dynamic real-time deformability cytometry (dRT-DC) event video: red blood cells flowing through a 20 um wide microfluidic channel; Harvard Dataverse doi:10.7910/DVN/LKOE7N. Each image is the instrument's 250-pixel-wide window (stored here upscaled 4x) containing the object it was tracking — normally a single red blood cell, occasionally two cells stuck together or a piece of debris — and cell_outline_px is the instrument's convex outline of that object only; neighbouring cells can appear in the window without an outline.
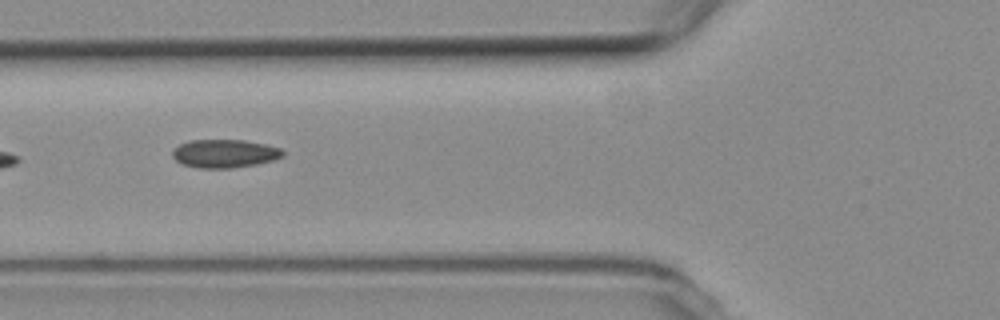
{"species": "common noctule bat (a hibernating species)", "species_latin": "Nyctalus noctula", "temperature_condition": "room temperature", "stored_images_in_passage": 8, "camera_frame_rate_fps": 3000, "um_per_image_px": 0.085, "animal": {"sex": "female", "body_mass_g": 19.3, "forearm_length_mm": 54.1}, "frame": {"image": 1, "passage_image": 6, "time_ms": 6.0, "image_size_px": [1000, 320], "cell_outline_px": [[284, 156], [272, 160], [256, 164], [232, 168], [196, 168], [184, 164], [176, 160], [172, 156], [172, 152], [180, 144], [188, 140], [244, 140], [264, 144], [280, 148], [284, 152]], "centroid_in_image_um": [19.09, 13.05], "position_along_channel_um": 106.7, "area_um2": 18.09}}
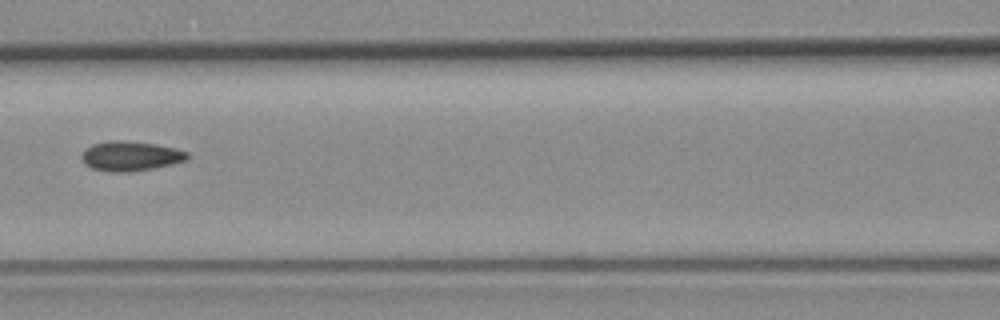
{"frame": {"image": 2, "passage_image": 7, "time_ms": 7.333, "image_size_px": [1000, 320], "cell_outline_px": [[188, 160], [172, 164], [132, 172], [112, 172], [92, 168], [84, 164], [80, 156], [80, 152], [84, 148], [92, 144], [108, 140], [124, 140], [156, 144], [176, 148], [188, 152]], "centroid_in_image_um": [11.05, 13.25], "position_along_channel_um": 155.5, "area_um2": 18.61}}
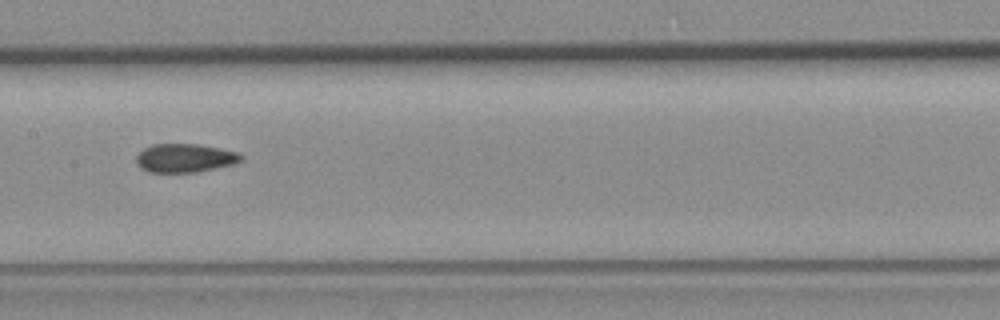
{"frame": {"image": 3, "passage_image": 8, "time_ms": 8.333, "image_size_px": [1000, 320], "cell_outline_px": [[244, 160], [232, 164], [216, 168], [196, 172], [148, 172], [140, 168], [136, 164], [136, 156], [144, 148], [152, 144], [196, 144], [220, 148], [240, 152], [244, 156]], "centroid_in_image_um": [15.73, 13.43], "position_along_channel_um": 191.7, "area_um2": 17.63}}